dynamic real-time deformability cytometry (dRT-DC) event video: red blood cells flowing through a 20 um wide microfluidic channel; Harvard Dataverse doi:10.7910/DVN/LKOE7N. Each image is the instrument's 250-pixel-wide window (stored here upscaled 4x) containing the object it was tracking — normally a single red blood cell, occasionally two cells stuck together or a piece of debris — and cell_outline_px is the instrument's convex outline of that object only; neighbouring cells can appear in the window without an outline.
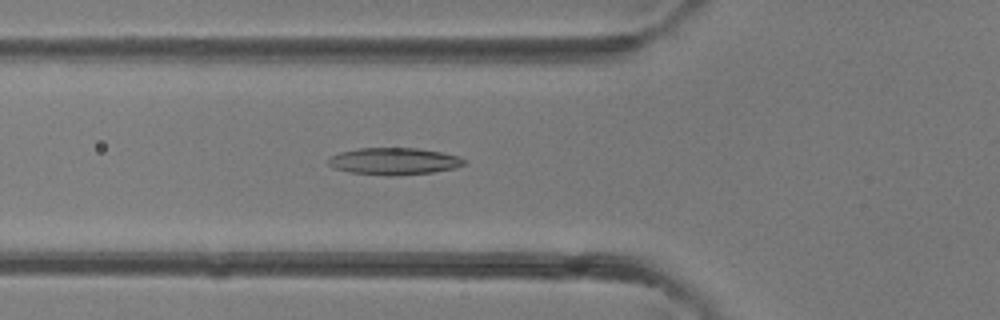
{"species": "common noctule bat (a hibernating species)", "species_latin": "Nyctalus noctula", "temperature_condition": "room temperature", "stored_images_in_passage": 38, "camera_frame_rate_fps": 3000, "um_per_image_px": 0.085, "animal": {"sex": "female"}, "frame": {"image": 1, "passage_image": 13, "time_ms": 4.0, "image_size_px": [1000, 320], "cell_outline_px": [[464, 164], [456, 168], [432, 172], [392, 176], [388, 176], [348, 172], [336, 168], [328, 164], [328, 160], [332, 156], [340, 152], [356, 148], [416, 148], [440, 152], [460, 156], [464, 160]], "centroid_in_image_um": [33.49, 13.71], "position_along_channel_um": 92.3, "area_um2": 21.27}}
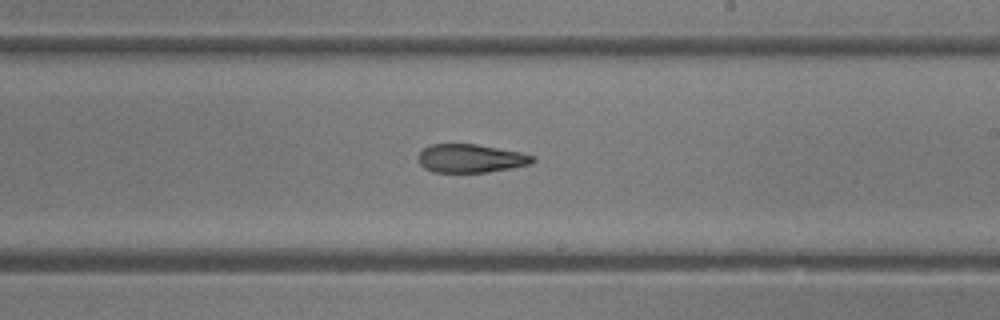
{"frame": {"image": 2, "passage_image": 22, "time_ms": 7.0, "image_size_px": [1000, 320], "cell_outline_px": [[536, 160], [528, 164], [488, 172], [432, 172], [424, 168], [420, 164], [416, 156], [424, 148], [432, 144], [476, 144], [520, 152], [536, 156]], "centroid_in_image_um": [39.97, 13.46], "position_along_channel_um": 249.0, "area_um2": 18.9}}
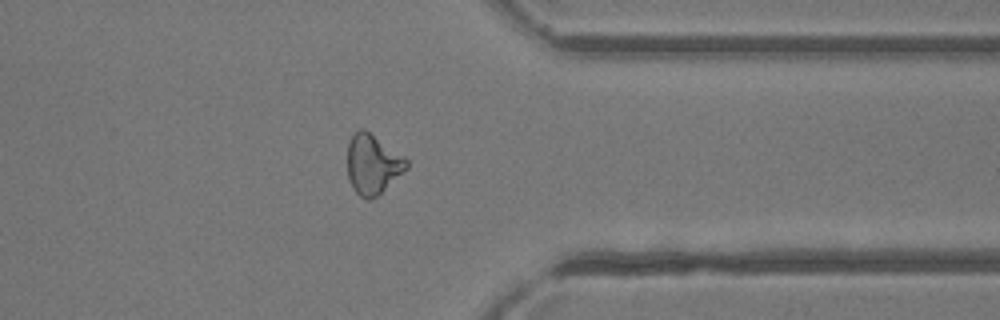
{"frame": {"image": 3, "passage_image": 30, "time_ms": 9.667, "image_size_px": [1000, 320], "cell_outline_px": [[408, 168], [372, 200], [364, 200], [356, 192], [348, 176], [348, 144], [352, 136], [360, 128], [364, 128], [404, 156], [408, 160]], "centroid_in_image_um": [31.69, 13.96], "position_along_channel_um": 379.7, "area_um2": 20.4}}